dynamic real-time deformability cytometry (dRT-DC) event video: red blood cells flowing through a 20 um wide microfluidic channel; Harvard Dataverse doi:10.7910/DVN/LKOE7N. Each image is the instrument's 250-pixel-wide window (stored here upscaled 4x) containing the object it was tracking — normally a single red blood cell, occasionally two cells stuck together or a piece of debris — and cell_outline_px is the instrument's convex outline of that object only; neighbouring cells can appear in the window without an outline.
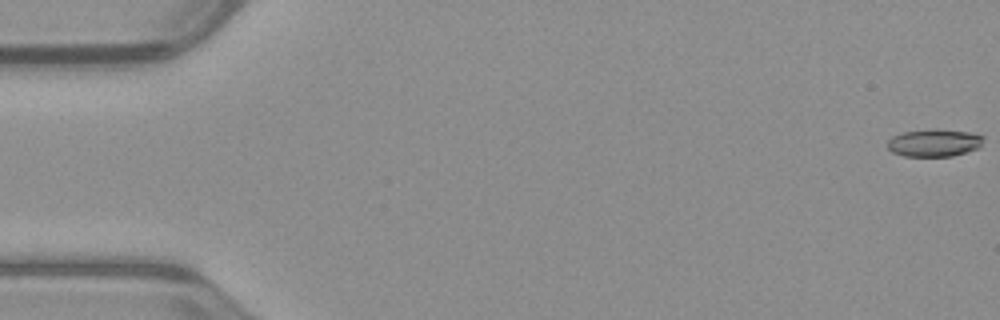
{"species": "common noctule bat (a hibernating species)", "species_latin": "Nyctalus noctula", "temperature_condition": "warm", "stored_images_in_passage": 48, "camera_frame_rate_fps": 3000, "um_per_image_px": 0.085, "animal": {"sex": "male", "body_mass_g": 23.1, "forearm_length_mm": 52.7}, "frame": {"image": 1, "passage_image": 1, "time_ms": 0.0, "image_size_px": [1000, 320], "cell_outline_px": [[984, 136], [980, 148], [952, 156], [904, 156], [892, 152], [888, 148], [888, 140], [892, 136], [904, 132], [928, 128], [936, 128], [972, 132]], "centroid_in_image_um": [79.43, 12.12], "position_along_channel_um": 5.6, "area_um2": 15.66}}
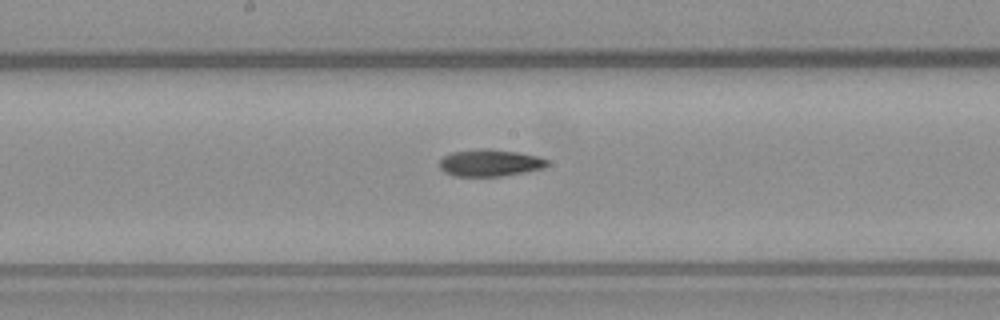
{"frame": {"image": 2, "passage_image": 28, "time_ms": 9.0, "image_size_px": [1000, 320], "cell_outline_px": [[548, 164], [544, 168], [524, 172], [500, 176], [452, 176], [444, 172], [440, 168], [440, 160], [444, 156], [452, 152], [480, 148], [488, 148], [520, 152], [540, 156], [548, 160]], "centroid_in_image_um": [41.65, 13.83], "position_along_channel_um": 206.5, "area_um2": 17.11}}
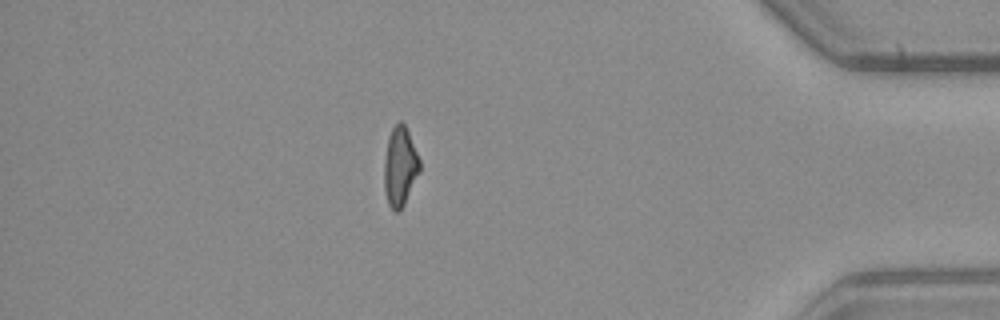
{"frame": {"image": 3, "passage_image": 46, "time_ms": 15.0, "image_size_px": [1000, 320], "cell_outline_px": [[420, 172], [400, 212], [392, 212], [388, 204], [384, 192], [384, 160], [388, 136], [392, 128], [400, 120], [404, 124], [408, 132], [420, 160]], "centroid_in_image_um": [33.98, 14.2], "position_along_channel_um": 401.2, "area_um2": 16.59}}